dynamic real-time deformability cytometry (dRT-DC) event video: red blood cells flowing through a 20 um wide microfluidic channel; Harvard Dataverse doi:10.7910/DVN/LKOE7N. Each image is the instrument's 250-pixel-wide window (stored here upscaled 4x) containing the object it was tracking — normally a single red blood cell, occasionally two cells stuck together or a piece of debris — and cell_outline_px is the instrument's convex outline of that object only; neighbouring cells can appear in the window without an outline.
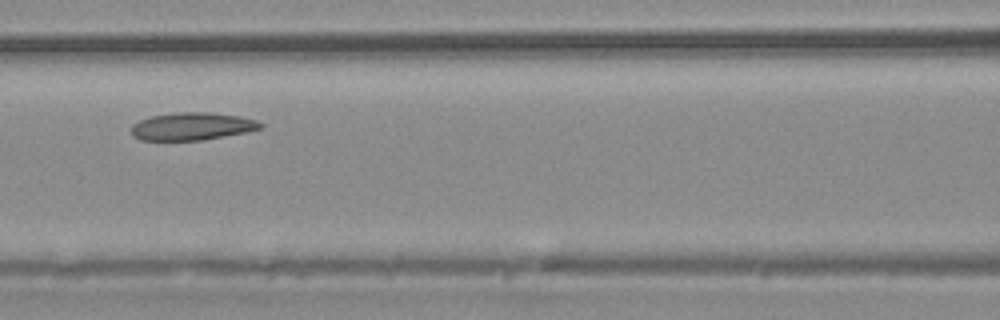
{"species": "common noctule bat (a hibernating species)", "species_latin": "Nyctalus noctula", "temperature_condition": "warm", "stored_images_in_passage": 6, "camera_frame_rate_fps": 3000, "um_per_image_px": 0.085, "animal": {"sex": "male", "body_mass_g": 20.4}, "frame": {"image": 1, "passage_image": 5, "time_ms": 4.667, "image_size_px": [1000, 320], "cell_outline_px": [[264, 128], [248, 132], [204, 140], [140, 140], [132, 136], [132, 124], [140, 120], [152, 116], [176, 112], [212, 112], [240, 116], [256, 120], [264, 124]], "centroid_in_image_um": [16.37, 10.74], "position_along_channel_um": 150.2, "area_um2": 21.04}}
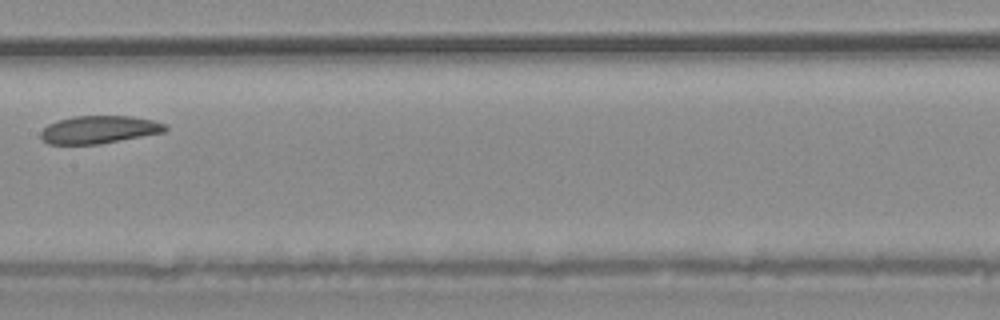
{"frame": {"image": 2, "passage_image": 6, "time_ms": 5.667, "image_size_px": [1000, 320], "cell_outline_px": [[168, 128], [164, 132], [100, 144], [48, 144], [40, 136], [40, 132], [48, 124], [56, 120], [72, 116], [128, 116], [152, 120], [164, 124]], "centroid_in_image_um": [8.38, 11.01], "position_along_channel_um": 199.0, "area_um2": 20.06}}